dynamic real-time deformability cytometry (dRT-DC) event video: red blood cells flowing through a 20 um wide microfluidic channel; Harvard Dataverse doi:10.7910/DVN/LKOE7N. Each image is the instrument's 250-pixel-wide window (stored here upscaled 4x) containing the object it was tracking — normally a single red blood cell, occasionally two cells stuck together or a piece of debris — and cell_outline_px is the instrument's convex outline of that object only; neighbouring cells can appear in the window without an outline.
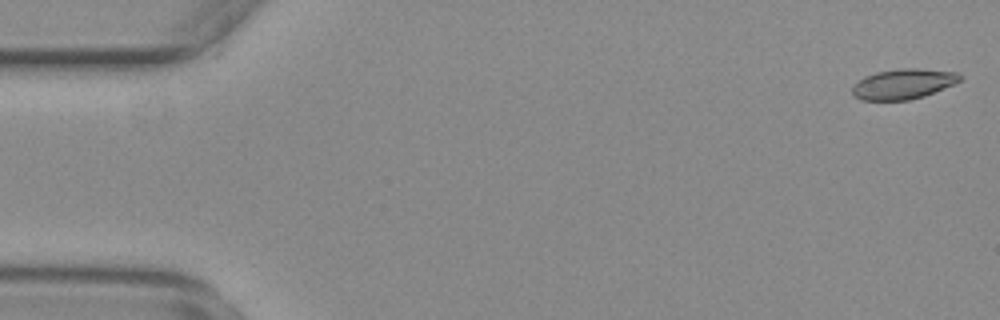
{"species": "common noctule bat (a hibernating species)", "species_latin": "Nyctalus noctula", "temperature_condition": "warm", "stored_images_in_passage": 56, "camera_frame_rate_fps": 3000, "um_per_image_px": 0.085, "animal": {"sex": "female", "body_mass_g": 29.2, "forearm_length_mm": 56.3}, "frame": {"image": 1, "passage_image": 2, "time_ms": 0.333, "image_size_px": [1000, 320], "cell_outline_px": [[964, 76], [960, 80], [952, 84], [924, 96], [908, 100], [860, 100], [852, 92], [852, 88], [864, 76], [876, 72], [900, 68], [916, 68], [956, 72]], "centroid_in_image_um": [76.78, 7.13], "position_along_channel_um": 8.2, "area_um2": 18.73}}
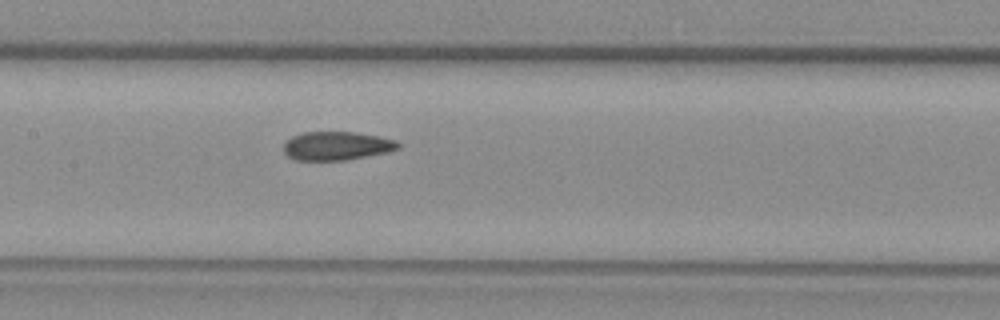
{"frame": {"image": 2, "passage_image": 27, "time_ms": 8.667, "image_size_px": [1000, 320], "cell_outline_px": [[400, 148], [388, 152], [344, 160], [296, 160], [288, 156], [284, 152], [284, 144], [292, 136], [304, 132], [356, 132], [380, 136], [396, 140], [400, 144]], "centroid_in_image_um": [28.64, 12.39], "position_along_channel_um": 178.8, "area_um2": 19.07}}
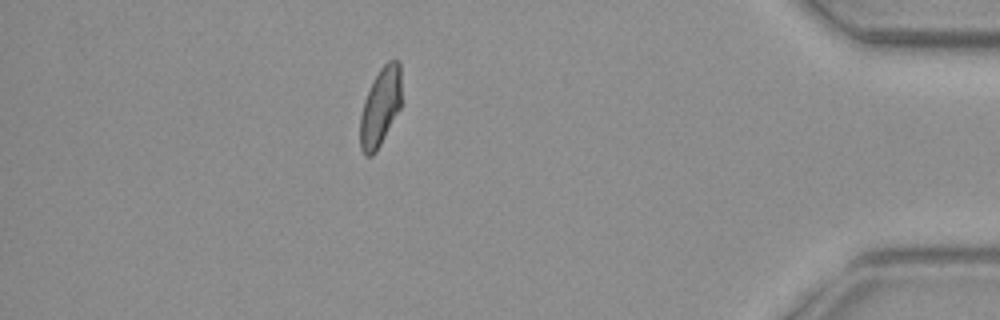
{"frame": {"image": 3, "passage_image": 49, "time_ms": 16.0, "image_size_px": [1000, 320], "cell_outline_px": [[400, 108], [376, 152], [372, 156], [364, 156], [360, 148], [360, 116], [364, 100], [372, 80], [380, 68], [388, 60], [400, 60]], "centroid_in_image_um": [32.3, 9.09], "position_along_channel_um": 402.9, "area_um2": 18.9}, "authors_computed_cell_mechanics": {"area_um2": 19.7098, "velocity_mm_per_s": 3.7331, "shape_relaxation_time_tau1_ms": 11.1303, "shape_relaxation_time_tau2_ms": 2.2099, "deformation_change_tau1": 0.2255, "deformation_change_tau2": 0.0705}}